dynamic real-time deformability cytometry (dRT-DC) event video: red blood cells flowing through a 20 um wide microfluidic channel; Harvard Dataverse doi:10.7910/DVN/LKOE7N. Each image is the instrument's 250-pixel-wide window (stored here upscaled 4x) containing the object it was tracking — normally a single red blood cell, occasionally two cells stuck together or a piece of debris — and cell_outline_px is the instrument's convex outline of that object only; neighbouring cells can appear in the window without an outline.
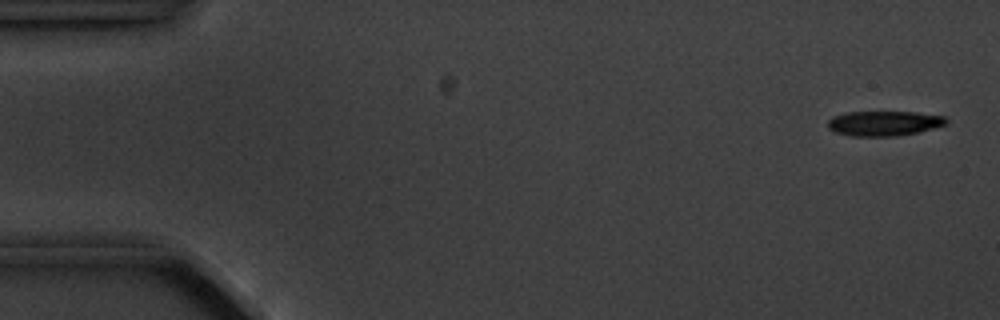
{"species": "common noctule bat (a hibernating species)", "species_latin": "Nyctalus noctula", "temperature_condition": "cold", "stored_images_in_passage": 4, "camera_frame_rate_fps": 3000, "um_per_image_px": 0.085, "animal": {"sex": "male", "body_mass_g": 20.1, "forearm_length_mm": 53.5}, "frame": {"image": 1, "passage_image": 1, "time_ms": 0.0, "image_size_px": [1000, 320], "cell_outline_px": [[948, 124], [920, 132], [896, 136], [852, 136], [836, 132], [828, 128], [828, 120], [832, 116], [844, 112], [916, 112], [944, 116], [948, 120]], "centroid_in_image_um": [75.16, 10.48], "position_along_channel_um": 9.8, "area_um2": 17.34}}